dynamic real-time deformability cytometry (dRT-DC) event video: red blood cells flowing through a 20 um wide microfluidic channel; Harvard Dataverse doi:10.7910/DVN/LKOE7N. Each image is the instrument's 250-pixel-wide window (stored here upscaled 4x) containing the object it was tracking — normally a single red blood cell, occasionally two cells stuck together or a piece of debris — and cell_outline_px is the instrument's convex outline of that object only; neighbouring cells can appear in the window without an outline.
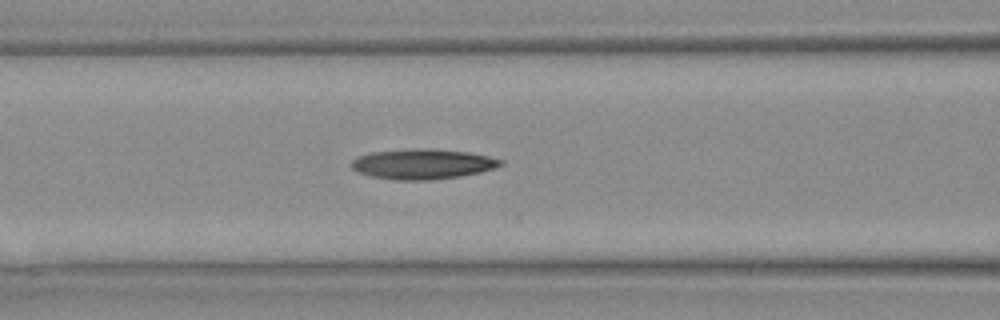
{"species": "Egyptian fruit bat (a non-hibernating species)", "species_latin": "Rousettus aegyptiacus", "temperature_condition": "warm", "stored_images_in_passage": 22, "camera_frame_rate_fps": 3000, "um_per_image_px": 0.085, "animal": {"sex": "female"}, "frame": {"image": 1, "passage_image": 7, "time_ms": 2.0, "image_size_px": [1000, 320], "cell_outline_px": [[504, 164], [496, 168], [480, 172], [460, 176], [428, 180], [392, 180], [372, 176], [360, 172], [352, 168], [348, 164], [356, 156], [372, 152], [412, 148], [428, 148], [468, 152], [488, 156], [504, 160]], "centroid_in_image_um": [35.92, 13.93], "position_along_channel_um": 130.7, "area_um2": 26.41}}
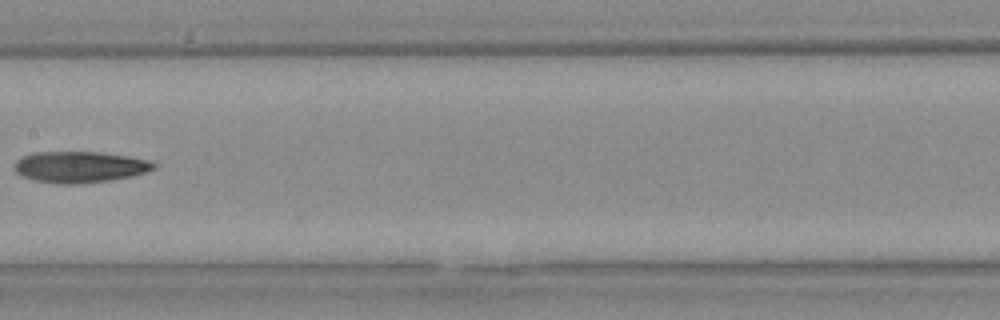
{"frame": {"image": 2, "passage_image": 10, "time_ms": 3.0, "image_size_px": [1000, 320], "cell_outline_px": [[156, 168], [148, 172], [132, 176], [112, 180], [72, 184], [60, 184], [32, 180], [16, 172], [12, 168], [16, 160], [24, 156], [36, 152], [100, 152], [128, 156], [152, 160], [156, 164]], "centroid_in_image_um": [6.81, 14.19], "position_along_channel_um": 200.6, "area_um2": 25.55}}